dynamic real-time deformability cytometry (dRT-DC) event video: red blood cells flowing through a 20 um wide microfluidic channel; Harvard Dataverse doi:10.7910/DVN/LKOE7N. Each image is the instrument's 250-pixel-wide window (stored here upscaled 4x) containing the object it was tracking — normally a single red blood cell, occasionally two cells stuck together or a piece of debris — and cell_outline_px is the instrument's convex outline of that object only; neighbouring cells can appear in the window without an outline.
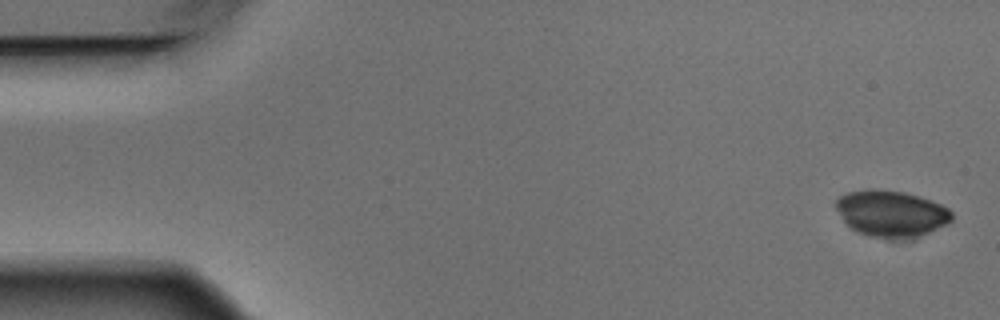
{"species": "Egyptian fruit bat (a non-hibernating species)", "species_latin": "Rousettus aegyptiacus", "temperature_condition": "warm", "stored_images_in_passage": 6, "camera_frame_rate_fps": 3000, "um_per_image_px": 0.085, "animal": {"sex": "male"}, "frame": {"image": 1, "passage_image": 1, "time_ms": 0.0, "image_size_px": [1000, 320], "cell_outline_px": [[952, 220], [948, 224], [920, 236], [904, 240], [888, 240], [872, 236], [860, 232], [852, 228], [844, 220], [836, 208], [836, 200], [840, 196], [848, 192], [868, 188], [872, 188], [904, 192], [920, 196], [940, 204], [948, 208], [952, 212]], "centroid_in_image_um": [75.79, 18.16], "position_along_channel_um": 9.2, "area_um2": 31.56}}
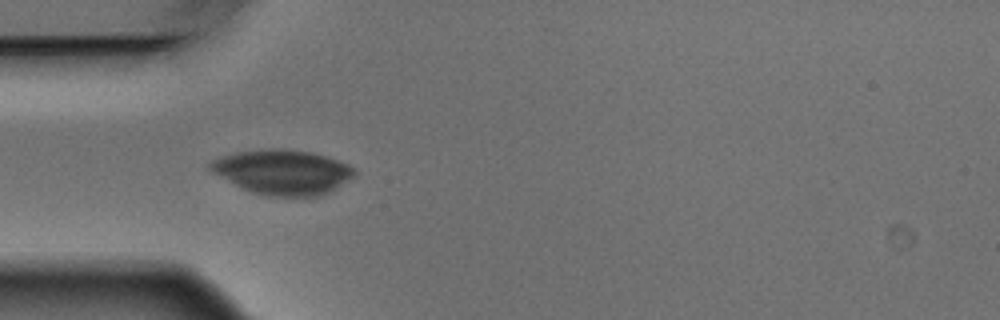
{"frame": {"image": 2, "passage_image": 5, "time_ms": 1.333, "image_size_px": [1000, 320], "cell_outline_px": [[356, 176], [328, 192], [320, 196], [264, 196], [252, 192], [212, 172], [208, 168], [208, 164], [212, 160], [236, 152], [276, 148], [284, 148], [312, 152], [328, 156], [348, 164], [356, 168]], "centroid_in_image_um": [24.07, 14.61], "position_along_channel_um": 60.9, "area_um2": 37.57}}
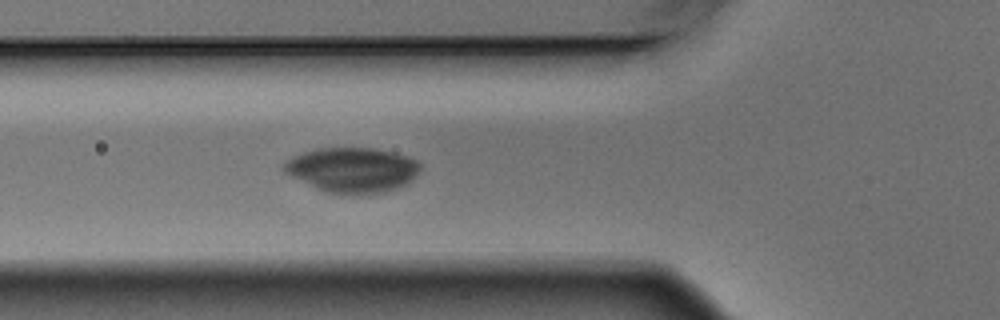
{"frame": {"image": 3, "passage_image": 6, "time_ms": 1.667, "image_size_px": [1000, 320], "cell_outline_px": [[420, 168], [416, 176], [408, 184], [384, 192], [368, 196], [352, 196], [328, 192], [316, 188], [284, 172], [280, 168], [292, 156], [316, 148], [376, 148], [408, 156], [416, 160], [420, 164]], "centroid_in_image_um": [29.97, 14.46], "position_along_channel_um": 95.8, "area_um2": 36.18}}